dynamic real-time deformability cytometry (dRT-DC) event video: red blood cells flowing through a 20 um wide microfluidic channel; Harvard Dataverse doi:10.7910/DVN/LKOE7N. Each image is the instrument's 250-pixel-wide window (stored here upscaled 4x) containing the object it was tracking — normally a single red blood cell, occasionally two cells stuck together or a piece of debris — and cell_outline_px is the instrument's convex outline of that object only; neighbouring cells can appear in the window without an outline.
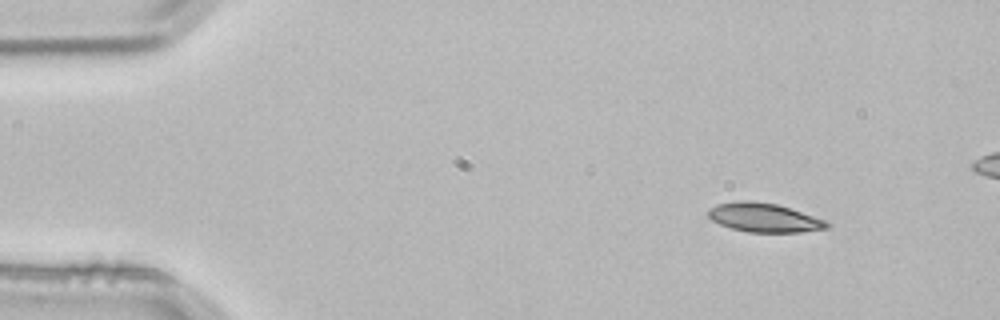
{"species": "common noctule bat (a hibernating species)", "species_latin": "Nyctalus noctula", "temperature_condition": "room temperature", "stored_images_in_passage": 3, "camera_frame_rate_fps": 3000, "um_per_image_px": 0.085, "animal": {"sex": "male", "body_mass_g": 21.5, "forearm_length_mm": 52.0}, "frame": {"image": 1, "passage_image": 1, "time_ms": 0.0, "image_size_px": [1000, 320], "cell_outline_px": [[832, 224], [828, 228], [800, 232], [748, 232], [732, 228], [720, 224], [712, 220], [708, 216], [708, 208], [716, 204], [736, 200], [748, 200], [776, 204], [828, 220]], "centroid_in_image_um": [64.96, 18.49], "position_along_channel_um": 20.0, "area_um2": 20.17}}